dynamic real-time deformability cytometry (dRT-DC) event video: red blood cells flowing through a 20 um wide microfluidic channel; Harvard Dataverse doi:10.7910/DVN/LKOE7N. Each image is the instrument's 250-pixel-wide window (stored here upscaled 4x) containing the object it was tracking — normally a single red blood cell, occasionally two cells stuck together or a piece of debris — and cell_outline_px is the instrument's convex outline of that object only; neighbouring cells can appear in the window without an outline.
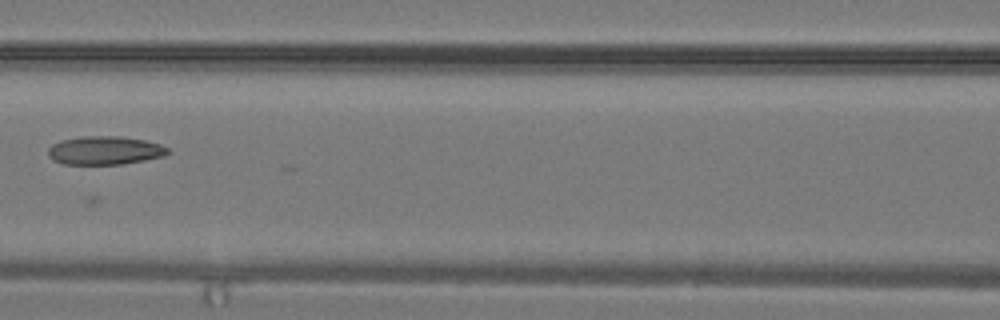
{"species": "common noctule bat (a hibernating species)", "species_latin": "Nyctalus noctula", "temperature_condition": "warm", "stored_images_in_passage": 20, "camera_frame_rate_fps": 3000, "um_per_image_px": 0.085, "animal": {"sex": "male", "body_mass_g": 19.2, "forearm_length_mm": 51.8}, "frame": {"image": 1, "passage_image": 7, "time_ms": 2.0, "image_size_px": [1000, 320], "cell_outline_px": [[172, 152], [164, 156], [124, 164], [64, 164], [52, 160], [48, 156], [48, 148], [52, 144], [60, 140], [84, 136], [120, 136], [144, 140], [160, 144], [168, 148]], "centroid_in_image_um": [8.91, 12.79], "position_along_channel_um": 157.7, "area_um2": 20.0}}